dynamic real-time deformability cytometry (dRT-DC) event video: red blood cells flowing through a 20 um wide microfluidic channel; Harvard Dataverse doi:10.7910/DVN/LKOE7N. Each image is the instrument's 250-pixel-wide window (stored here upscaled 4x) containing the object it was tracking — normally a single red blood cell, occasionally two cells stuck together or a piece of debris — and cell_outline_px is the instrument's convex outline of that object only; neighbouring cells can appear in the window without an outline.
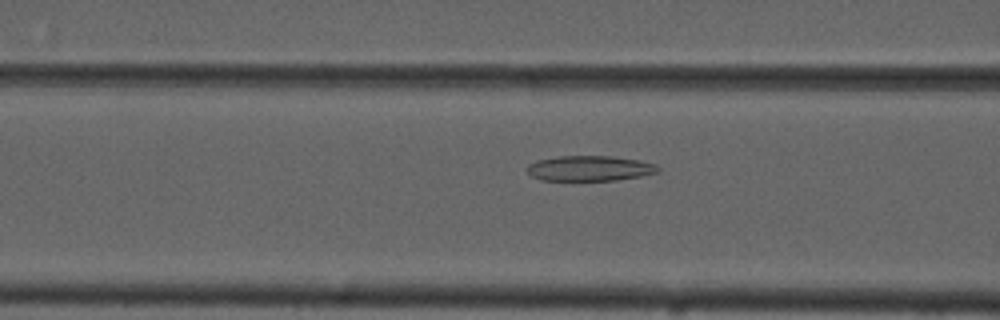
{"species": "common noctule bat (a hibernating species)", "species_latin": "Nyctalus noctula", "temperature_condition": "cold", "stored_images_in_passage": 34, "camera_frame_rate_fps": 3000, "um_per_image_px": 0.085, "animal": {"sex": "male", "forearm_length_mm": 52.5}, "frame": {"image": 1, "passage_image": 22, "time_ms": 7.0, "image_size_px": [1000, 320], "cell_outline_px": [[660, 172], [640, 176], [616, 180], [540, 180], [532, 176], [524, 168], [528, 164], [536, 160], [560, 156], [612, 156], [640, 160], [656, 164], [660, 168]], "centroid_in_image_um": [50.12, 14.3], "position_along_channel_um": 116.5, "area_um2": 19.42}}
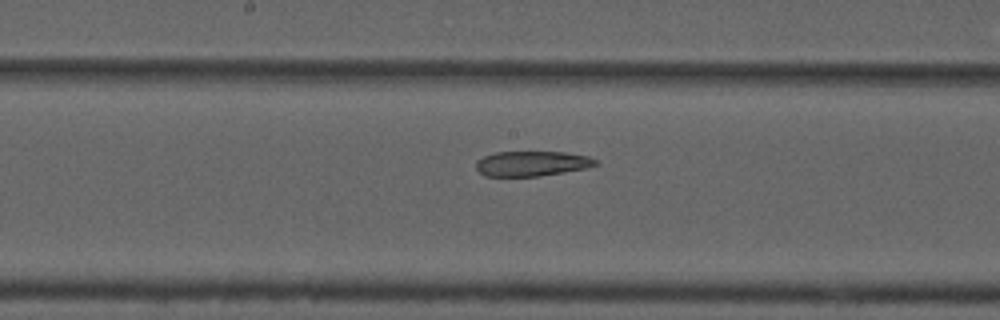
{"frame": {"image": 2, "passage_image": 29, "time_ms": 9.333, "image_size_px": [1000, 320], "cell_outline_px": [[600, 164], [588, 168], [540, 176], [484, 176], [476, 168], [476, 160], [484, 156], [496, 152], [564, 152], [588, 156], [596, 160]], "centroid_in_image_um": [45.22, 13.9], "position_along_channel_um": 203.0, "area_um2": 17.51}}
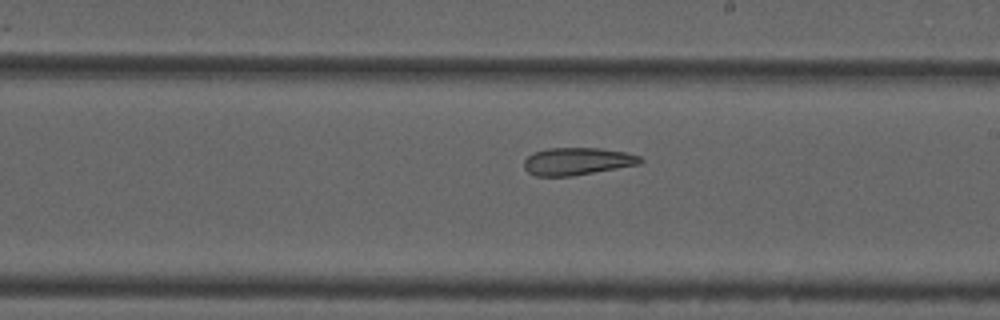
{"frame": {"image": 3, "passage_image": 32, "time_ms": 10.333, "image_size_px": [1000, 320], "cell_outline_px": [[644, 160], [640, 164], [572, 176], [536, 176], [528, 172], [524, 168], [524, 160], [528, 156], [536, 152], [548, 148], [600, 148], [628, 152], [640, 156]], "centroid_in_image_um": [49.09, 13.71], "position_along_channel_um": 239.9, "area_um2": 18.61}}